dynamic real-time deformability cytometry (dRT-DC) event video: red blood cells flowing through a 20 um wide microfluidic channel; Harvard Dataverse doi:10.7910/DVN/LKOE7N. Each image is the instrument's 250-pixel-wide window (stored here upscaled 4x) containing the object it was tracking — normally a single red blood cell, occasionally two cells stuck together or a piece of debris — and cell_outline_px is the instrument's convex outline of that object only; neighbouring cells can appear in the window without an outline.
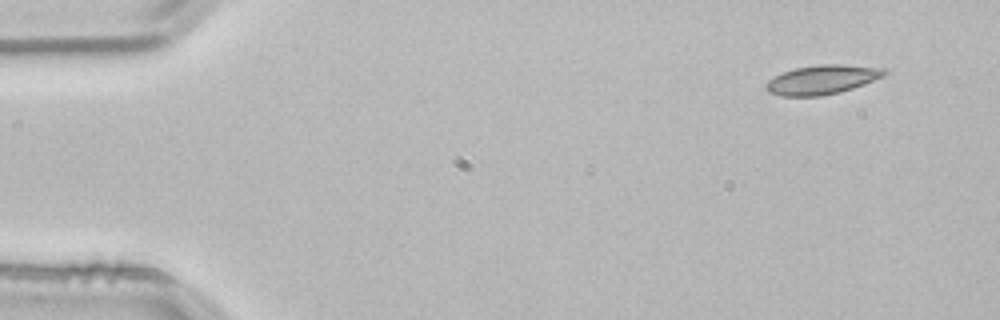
{"species": "common noctule bat (a hibernating species)", "species_latin": "Nyctalus noctula", "temperature_condition": "room temperature", "stored_images_in_passage": 3, "segment_of_instrument_passage": [1, 2], "camera_frame_rate_fps": 3000, "um_per_image_px": 0.085, "animal": {"sex": "male", "body_mass_g": 21.5, "forearm_length_mm": 52.0}, "frame": {"image": 1, "passage_image": 1, "time_ms": 0.0, "image_size_px": [1000, 320], "cell_outline_px": [[888, 72], [884, 76], [864, 84], [840, 92], [820, 96], [780, 96], [768, 92], [764, 88], [764, 84], [768, 80], [784, 72], [796, 68], [820, 64], [844, 64], [884, 68]], "centroid_in_image_um": [69.87, 6.77], "position_along_channel_um": 15.1, "area_um2": 20.17}}